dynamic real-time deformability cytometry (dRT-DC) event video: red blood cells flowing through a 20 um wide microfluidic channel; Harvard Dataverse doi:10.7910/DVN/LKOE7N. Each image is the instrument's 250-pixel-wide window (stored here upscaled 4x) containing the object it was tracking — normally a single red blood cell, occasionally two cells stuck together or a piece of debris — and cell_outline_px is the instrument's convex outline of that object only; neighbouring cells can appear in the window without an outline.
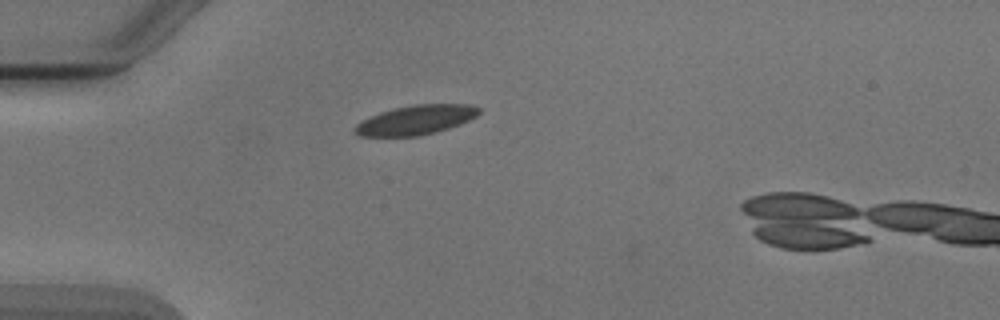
{"species": "Egyptian fruit bat (a non-hibernating species)", "species_latin": "Rousettus aegyptiacus", "temperature_condition": "cold", "stored_images_in_passage": 37, "camera_frame_rate_fps": 3000, "um_per_image_px": 0.085, "animal": {"sex": "male"}, "frame": {"image": 1, "passage_image": 1, "time_ms": 0.0, "image_size_px": [1000, 320], "cell_outline_px": [[480, 112], [476, 116], [460, 124], [436, 132], [416, 136], [360, 136], [352, 132], [352, 128], [356, 124], [380, 112], [392, 108], [412, 104], [472, 104], [480, 108]], "centroid_in_image_um": [35.33, 10.19], "position_along_channel_um": 49.7, "area_um2": 21.33}}
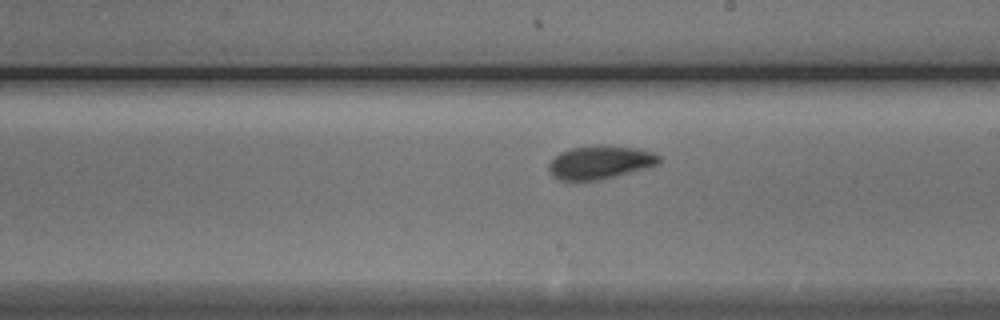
{"frame": {"image": 2, "passage_image": 17, "time_ms": 5.333, "image_size_px": [1000, 320], "cell_outline_px": [[660, 164], [648, 168], [600, 180], [560, 180], [552, 176], [548, 168], [548, 164], [560, 152], [572, 148], [596, 144], [600, 144], [640, 148], [652, 152], [660, 156]], "centroid_in_image_um": [51.04, 13.78], "position_along_channel_um": 238.0, "area_um2": 21.73}}
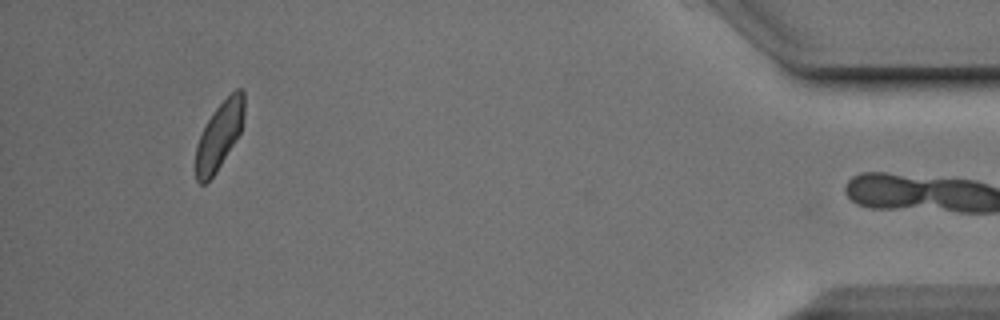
{"frame": {"image": 3, "passage_image": 36, "time_ms": 11.667, "image_size_px": [1000, 320], "cell_outline_px": [[244, 116], [240, 132], [216, 172], [204, 184], [200, 184], [196, 180], [196, 144], [212, 112], [236, 88], [240, 88], [244, 92]], "centroid_in_image_um": [18.64, 11.51], "position_along_channel_um": 416.6, "area_um2": 18.67}, "authors_computed_cell_mechanics": {"area_um2": 20.4612, "velocity_mm_per_s": 3.8658, "shape_relaxation_time_tau1_ms": 3.2229, "shape_relaxation_time_tau2_ms": 2.2982, "deformation_change_tau1": 0.0908, "deformation_change_tau2": 0.0501}}